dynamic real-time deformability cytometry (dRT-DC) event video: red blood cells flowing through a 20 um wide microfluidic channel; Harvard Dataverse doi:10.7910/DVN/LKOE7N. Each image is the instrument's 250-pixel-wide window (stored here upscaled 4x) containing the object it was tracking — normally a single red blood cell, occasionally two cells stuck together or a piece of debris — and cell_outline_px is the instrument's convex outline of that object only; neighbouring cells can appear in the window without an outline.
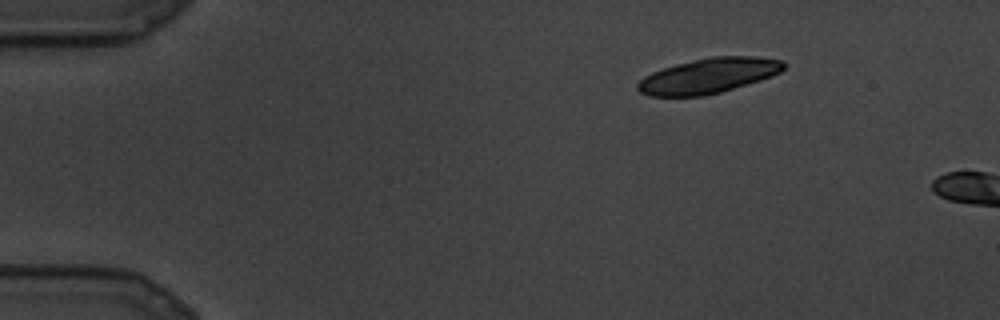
{"species": "common noctule bat (a hibernating species)", "species_latin": "Nyctalus noctula", "temperature_condition": "cold", "stored_images_in_passage": 3, "camera_frame_rate_fps": 3000, "um_per_image_px": 0.085, "animal": {"sex": "male", "body_mass_g": 19.5, "forearm_length_mm": 54.6}, "frame": {"image": 1, "passage_image": 1, "time_ms": 0.0, "image_size_px": [1000, 320], "cell_outline_px": [[784, 68], [780, 72], [772, 76], [760, 80], [720, 92], [704, 96], [648, 96], [640, 92], [636, 88], [636, 84], [644, 76], [652, 72], [676, 64], [692, 60], [712, 56], [756, 56], [784, 60]], "centroid_in_image_um": [60.21, 6.43], "position_along_channel_um": 24.8, "area_um2": 29.88}}